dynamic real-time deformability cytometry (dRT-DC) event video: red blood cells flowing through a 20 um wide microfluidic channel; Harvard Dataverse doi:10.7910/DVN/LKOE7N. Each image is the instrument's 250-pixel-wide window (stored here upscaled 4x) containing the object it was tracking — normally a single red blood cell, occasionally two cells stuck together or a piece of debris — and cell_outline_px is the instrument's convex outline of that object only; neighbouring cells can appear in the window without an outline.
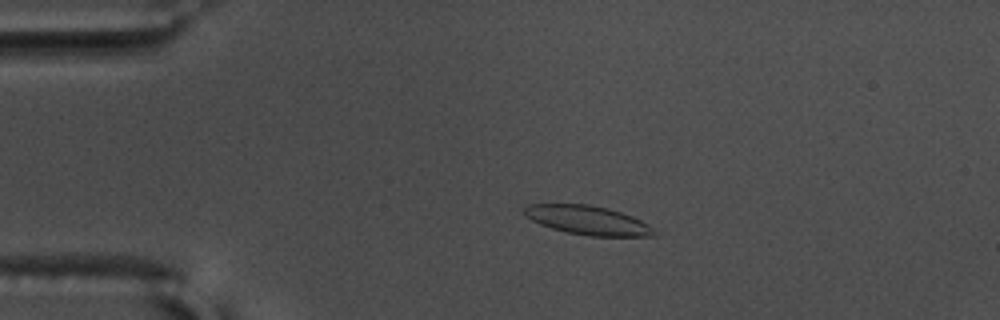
{"species": "common noctule bat (a hibernating species)", "species_latin": "Nyctalus noctula", "temperature_condition": "warm", "stored_images_in_passage": 58, "camera_frame_rate_fps": 3000, "um_per_image_px": 0.085, "animal": {"sex": "male", "body_mass_g": 17.5, "forearm_length_mm": 52.3}, "frame": {"image": 1, "passage_image": 13, "time_ms": 4.0, "image_size_px": [1000, 320], "cell_outline_px": [[656, 236], [588, 236], [568, 232], [552, 228], [540, 224], [524, 216], [524, 208], [528, 204], [588, 204], [608, 208], [632, 216], [648, 224], [656, 232]], "centroid_in_image_um": [49.95, 18.72], "position_along_channel_um": 35.0, "area_um2": 21.85}}
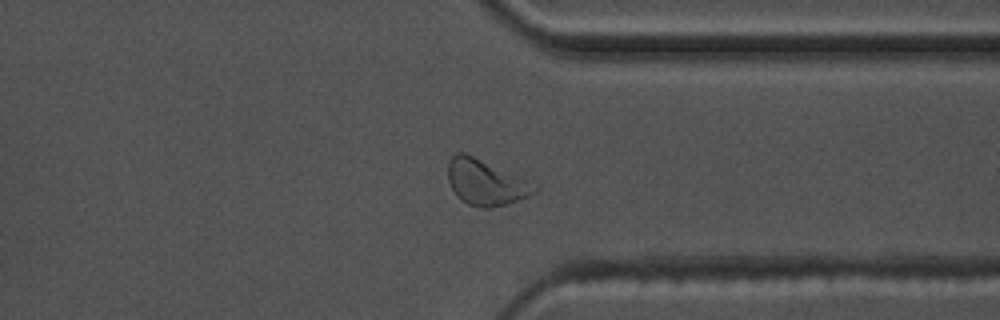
{"frame": {"image": 2, "passage_image": 45, "time_ms": 14.667, "image_size_px": [1000, 320], "cell_outline_px": [[540, 188], [528, 196], [504, 204], [488, 208], [480, 208], [468, 204], [460, 200], [456, 196], [448, 180], [448, 160], [456, 152], [464, 152], [540, 184]], "centroid_in_image_um": [41.3, 15.49], "position_along_channel_um": 370.1, "area_um2": 23.24}}
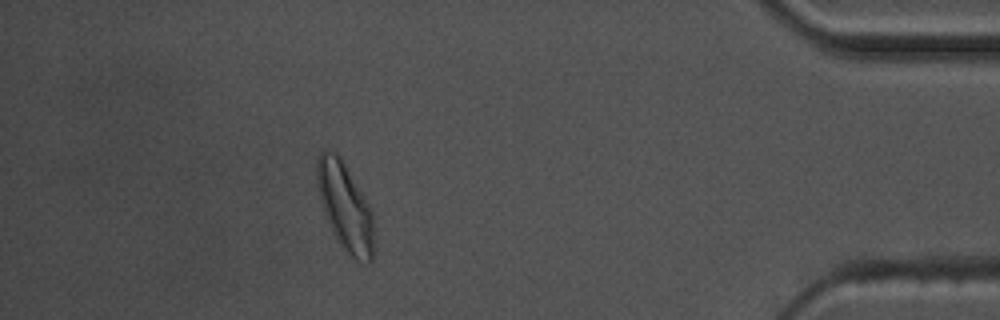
{"frame": {"image": 3, "passage_image": 52, "time_ms": 17.0, "image_size_px": [1000, 320], "cell_outline_px": [[372, 260], [368, 264], [356, 260], [340, 248], [324, 212], [320, 200], [316, 184], [316, 160], [320, 152], [336, 152], [340, 156], [368, 204], [372, 212]], "centroid_in_image_um": [29.3, 17.59], "position_along_channel_um": 405.9, "area_um2": 28.78}, "authors_computed_cell_mechanics": {"area_um2": 21.7617, "velocity_mm_per_s": 3.5566, "shape_relaxation_time_tau1_ms": 4.7323, "shape_relaxation_time_tau2_ms": 2.0397, "deformation_change_tau1": 0.1369, "deformation_change_tau2": 0.0829}}